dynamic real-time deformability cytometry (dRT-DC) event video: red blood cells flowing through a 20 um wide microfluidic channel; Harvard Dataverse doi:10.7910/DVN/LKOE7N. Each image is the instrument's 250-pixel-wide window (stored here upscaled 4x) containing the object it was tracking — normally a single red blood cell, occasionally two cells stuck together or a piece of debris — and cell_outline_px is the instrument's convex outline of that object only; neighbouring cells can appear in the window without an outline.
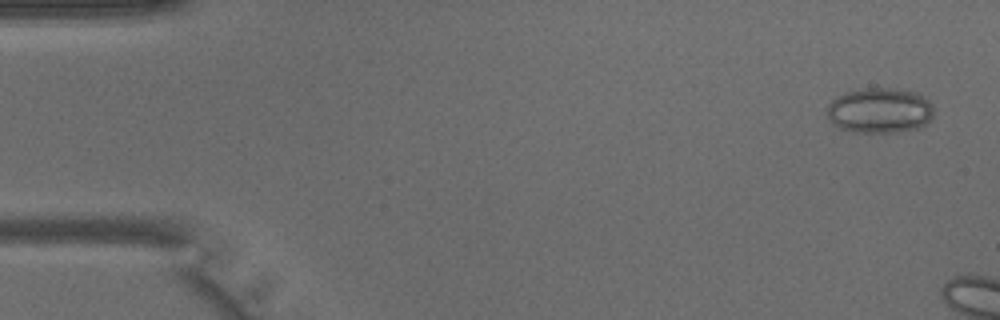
{"species": "common noctule bat (a hibernating species)", "species_latin": "Nyctalus noctula", "temperature_condition": "warm", "stored_images_in_passage": 2, "camera_frame_rate_fps": 3000, "um_per_image_px": 0.085, "animal": {"sex": "male", "body_mass_g": 15.6}, "frame": {"image": 1, "passage_image": 1, "time_ms": 0.0, "image_size_px": [1000, 320], "cell_outline_px": [[932, 116], [920, 128], [900, 132], [852, 132], [840, 128], [832, 124], [828, 116], [828, 104], [832, 100], [848, 92], [868, 88], [892, 88], [916, 92], [924, 96], [932, 104]], "centroid_in_image_um": [74.79, 9.4], "position_along_channel_um": 10.2, "area_um2": 28.03}}